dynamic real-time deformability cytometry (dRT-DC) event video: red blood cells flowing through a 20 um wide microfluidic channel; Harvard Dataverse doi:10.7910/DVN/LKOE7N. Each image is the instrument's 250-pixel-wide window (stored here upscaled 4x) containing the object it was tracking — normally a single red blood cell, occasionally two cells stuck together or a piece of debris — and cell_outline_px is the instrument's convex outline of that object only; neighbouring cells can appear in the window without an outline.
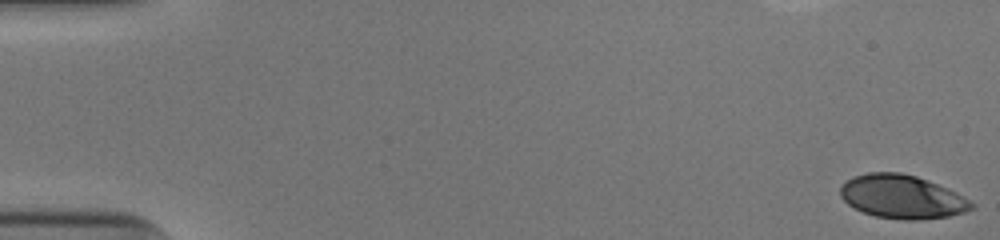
{"species": "human", "species_latin": "Homo sapiens", "temperature_condition": "cold", "stored_images_in_passage": 52, "camera_frame_rate_fps": 3000, "um_per_image_px": 0.085, "donor": {"sex": "male"}, "frame": {"image": 1, "passage_image": 1, "time_ms": 0.0, "image_size_px": [1000, 240], "cell_outline_px": [[976, 208], [964, 212], [948, 216], [916, 220], [904, 220], [876, 216], [864, 212], [848, 204], [840, 196], [840, 184], [852, 176], [868, 172], [900, 172], [916, 176], [948, 188], [956, 192], [976, 204]], "centroid_in_image_um": [76.67, 16.71], "position_along_channel_um": 8.3, "area_um2": 33.41}}
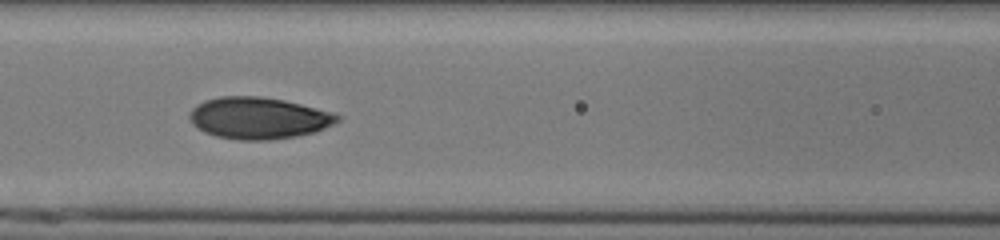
{"frame": {"image": 2, "passage_image": 24, "time_ms": 7.667, "image_size_px": [1000, 240], "cell_outline_px": [[340, 120], [316, 132], [296, 136], [268, 140], [240, 140], [216, 136], [204, 132], [196, 128], [192, 124], [188, 116], [192, 108], [196, 104], [204, 100], [220, 96], [260, 96], [284, 100], [336, 112], [340, 116]], "centroid_in_image_um": [21.97, 10.03], "position_along_channel_um": 144.6, "area_um2": 36.24}}
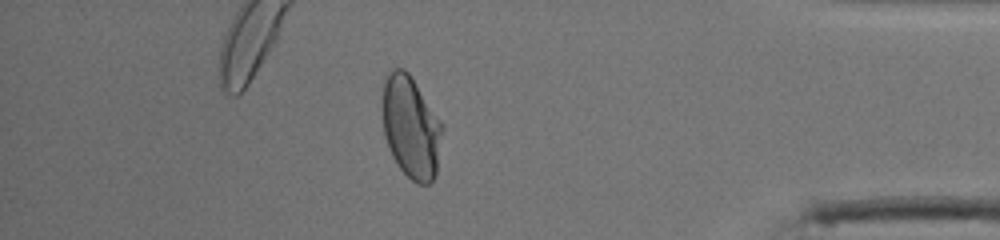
{"frame": {"image": 3, "passage_image": 46, "time_ms": 15.0, "image_size_px": [1000, 240], "cell_outline_px": [[444, 128], [436, 176], [428, 184], [416, 184], [400, 168], [392, 156], [388, 148], [384, 136], [380, 108], [380, 88], [392, 68], [404, 68], [408, 72], [444, 124]], "centroid_in_image_um": [34.9, 10.78], "position_along_channel_um": 400.3, "area_um2": 36.7}, "authors_computed_cell_mechanics": {"area_um2": 34.9112, "velocity_mm_per_s": 3.9447, "shape_relaxation_time_tau1_ms": 5.0529, "shape_relaxation_time_tau2_ms": 0.9003, "deformation_change_tau1": 0.1814, "deformation_change_tau2": 0.05}}